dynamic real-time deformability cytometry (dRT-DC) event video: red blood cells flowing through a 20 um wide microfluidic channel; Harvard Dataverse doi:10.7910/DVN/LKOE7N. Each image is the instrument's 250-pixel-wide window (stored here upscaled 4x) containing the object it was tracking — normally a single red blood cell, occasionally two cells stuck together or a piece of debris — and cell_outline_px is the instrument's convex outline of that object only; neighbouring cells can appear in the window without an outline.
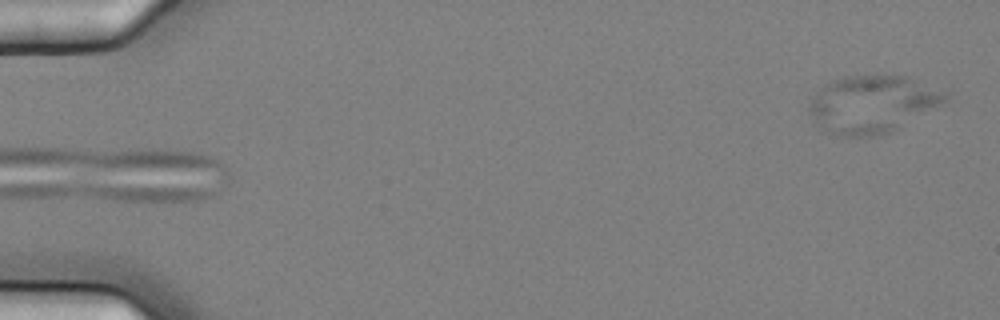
{"species": "common noctule bat (a hibernating species)", "species_latin": "Nyctalus noctula", "temperature_condition": "cold", "stored_images_in_passage": 5, "camera_frame_rate_fps": 3000, "um_per_image_px": 0.085, "animal": {"sex": "female", "body_mass_g": 25.1}, "frame": {"image": 1, "passage_image": 5, "time_ms": 1.333, "image_size_px": [1000, 320], "cell_outline_px": [[948, 96], [944, 100], [888, 132], [876, 136], [836, 136], [812, 120], [808, 108], [824, 88], [832, 80], [844, 76], [908, 76]], "centroid_in_image_um": [74.06, 8.86], "position_along_channel_um": 10.9, "area_um2": 43.23}}